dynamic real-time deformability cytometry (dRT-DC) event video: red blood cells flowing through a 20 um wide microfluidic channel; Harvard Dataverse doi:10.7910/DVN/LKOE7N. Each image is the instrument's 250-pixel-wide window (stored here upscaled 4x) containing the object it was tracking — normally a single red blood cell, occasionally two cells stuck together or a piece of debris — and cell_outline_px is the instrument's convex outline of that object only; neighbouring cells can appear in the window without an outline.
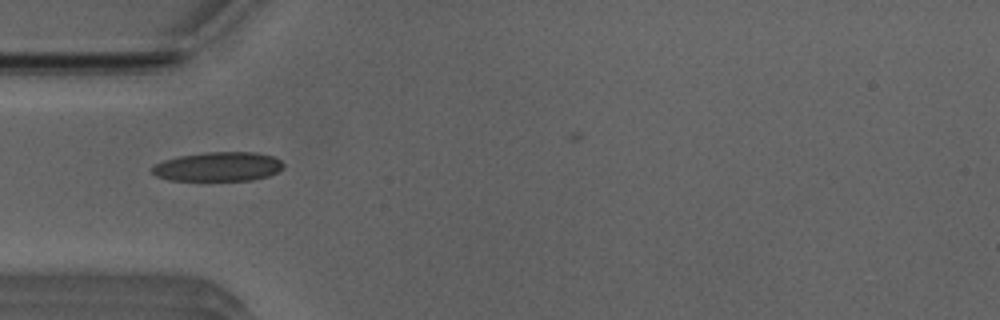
{"species": "Egyptian fruit bat (a non-hibernating species)", "species_latin": "Rousettus aegyptiacus", "temperature_condition": "room temperature", "stored_images_in_passage": 37, "camera_frame_rate_fps": 3000, "um_per_image_px": 0.085, "animal": {"sex": "male"}, "frame": {"image": 1, "passage_image": 1, "time_ms": 0.0, "image_size_px": [1000, 320], "cell_outline_px": [[284, 168], [268, 176], [252, 180], [168, 180], [156, 176], [152, 172], [152, 164], [164, 160], [180, 156], [204, 152], [256, 152], [272, 156], [280, 160], [284, 164]], "centroid_in_image_um": [18.53, 14.16], "position_along_channel_um": 66.5, "area_um2": 22.43}}
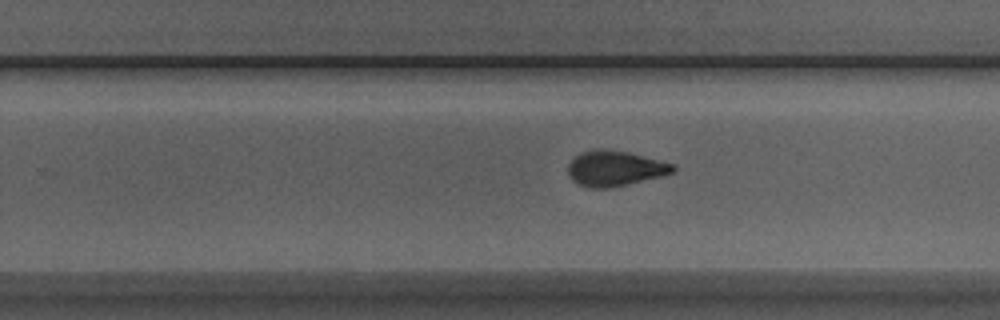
{"frame": {"image": 2, "passage_image": 17, "time_ms": 5.333, "image_size_px": [1000, 320], "cell_outline_px": [[676, 172], [628, 184], [608, 188], [588, 188], [572, 180], [568, 176], [568, 164], [576, 156], [584, 152], [628, 152], [672, 164], [676, 168]], "centroid_in_image_um": [52.28, 14.37], "position_along_channel_um": 277.5, "area_um2": 20.69}}
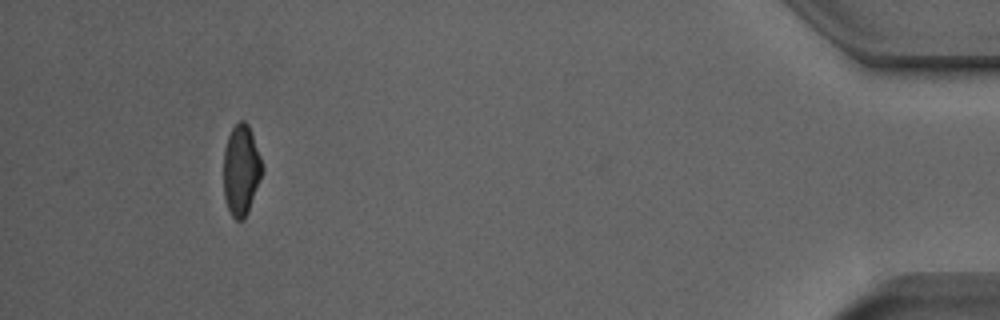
{"frame": {"image": 3, "passage_image": 33, "time_ms": 10.667, "image_size_px": [1000, 320], "cell_outline_px": [[264, 168], [248, 212], [244, 220], [236, 220], [232, 216], [228, 208], [224, 196], [224, 148], [228, 136], [232, 128], [240, 120], [244, 120], [248, 124], [260, 156]], "centroid_in_image_um": [20.49, 14.46], "position_along_channel_um": 414.7, "area_um2": 20.29}, "authors_computed_cell_mechanics": {"area_um2": 21.2704, "velocity_mm_per_s": 3.9503, "shape_relaxation_time_tau1_ms": 5.015, "shape_relaxation_time_tau2_ms": 1.9795, "deformation_change_tau1": 0.1687, "deformation_change_tau2": 0.09}}